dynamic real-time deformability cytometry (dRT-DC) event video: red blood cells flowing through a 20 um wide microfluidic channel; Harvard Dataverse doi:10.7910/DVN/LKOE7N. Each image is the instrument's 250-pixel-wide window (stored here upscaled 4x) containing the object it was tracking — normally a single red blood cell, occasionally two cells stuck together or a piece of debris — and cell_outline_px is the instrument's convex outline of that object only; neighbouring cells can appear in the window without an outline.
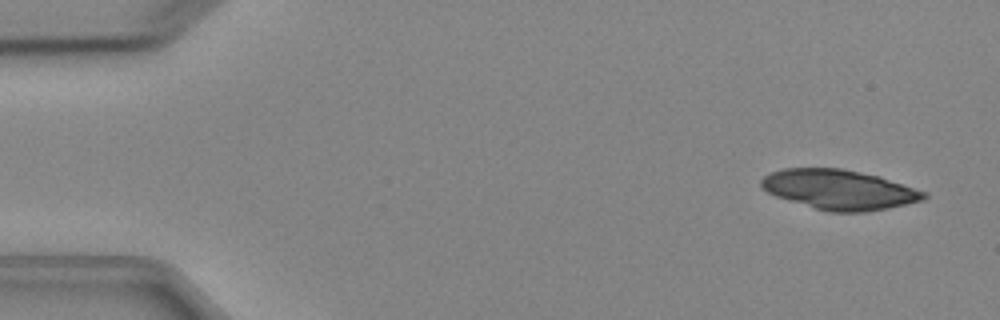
{"species": "Egyptian fruit bat (a non-hibernating species)", "species_latin": "Rousettus aegyptiacus", "temperature_condition": "cold", "stored_images_in_passage": 4, "camera_frame_rate_fps": 3000, "um_per_image_px": 0.085, "animal": {"sex": "female"}, "frame": {"image": 1, "passage_image": 1, "time_ms": 0.0, "image_size_px": [1000, 320], "cell_outline_px": [[928, 196], [924, 200], [888, 208], [864, 212], [828, 212], [776, 196], [760, 188], [760, 180], [764, 176], [772, 172], [784, 168], [840, 168], [880, 176], [928, 192]], "centroid_in_image_um": [71.35, 16.11], "position_along_channel_um": 13.6, "area_um2": 37.74}}